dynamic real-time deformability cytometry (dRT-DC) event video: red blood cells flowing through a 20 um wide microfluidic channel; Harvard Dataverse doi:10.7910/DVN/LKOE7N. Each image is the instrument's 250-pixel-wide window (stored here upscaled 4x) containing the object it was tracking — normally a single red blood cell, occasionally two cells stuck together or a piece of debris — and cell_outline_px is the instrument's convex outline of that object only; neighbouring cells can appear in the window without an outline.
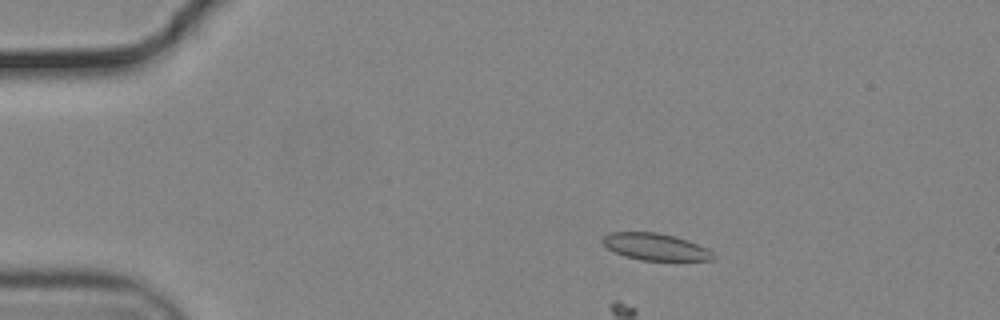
{"species": "common noctule bat (a hibernating species)", "species_latin": "Nyctalus noctula", "temperature_condition": "cold", "stored_images_in_passage": 28, "camera_frame_rate_fps": 3000, "um_per_image_px": 0.085, "animal": {"sex": "male", "body_mass_g": 19.2, "forearm_length_mm": 51.8}, "frame": {"image": 1, "passage_image": 10, "time_ms": 3.0, "image_size_px": [1000, 320], "cell_outline_px": [[712, 260], [640, 260], [624, 256], [608, 248], [600, 240], [604, 236], [612, 232], [656, 232], [676, 236], [688, 240], [708, 248], [712, 252]], "centroid_in_image_um": [55.7, 20.97], "position_along_channel_um": 29.3, "area_um2": 17.22}}
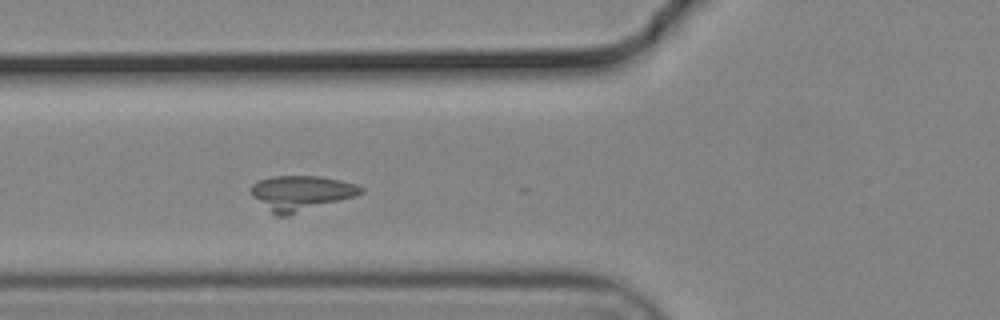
{"frame": {"image": 2, "passage_image": 21, "time_ms": 6.667, "image_size_px": [1000, 320], "cell_outline_px": [[364, 192], [356, 196], [288, 216], [276, 216], [252, 196], [252, 184], [260, 180], [272, 176], [320, 176], [340, 180], [356, 184], [364, 188]], "centroid_in_image_um": [25.62, 16.41], "position_along_channel_um": 100.2, "area_um2": 22.37}}
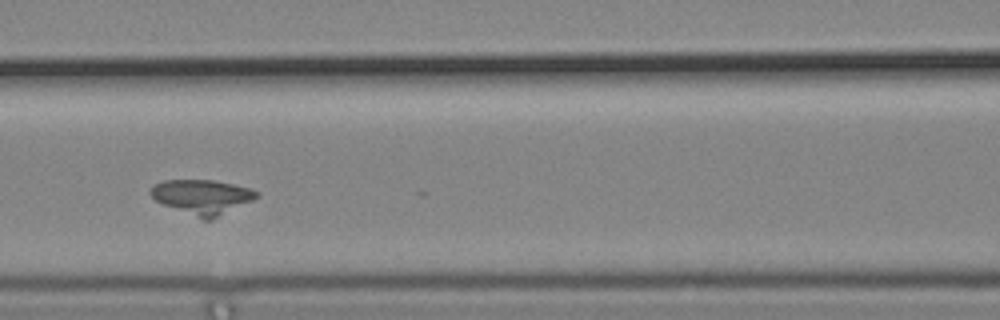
{"frame": {"image": 3, "passage_image": 25, "time_ms": 8.0, "image_size_px": [1000, 320], "cell_outline_px": [[260, 196], [212, 220], [204, 220], [164, 204], [156, 200], [148, 192], [156, 184], [164, 180], [212, 180], [232, 184], [248, 188], [260, 192]], "centroid_in_image_um": [17.21, 16.73], "position_along_channel_um": 149.4, "area_um2": 21.04}}